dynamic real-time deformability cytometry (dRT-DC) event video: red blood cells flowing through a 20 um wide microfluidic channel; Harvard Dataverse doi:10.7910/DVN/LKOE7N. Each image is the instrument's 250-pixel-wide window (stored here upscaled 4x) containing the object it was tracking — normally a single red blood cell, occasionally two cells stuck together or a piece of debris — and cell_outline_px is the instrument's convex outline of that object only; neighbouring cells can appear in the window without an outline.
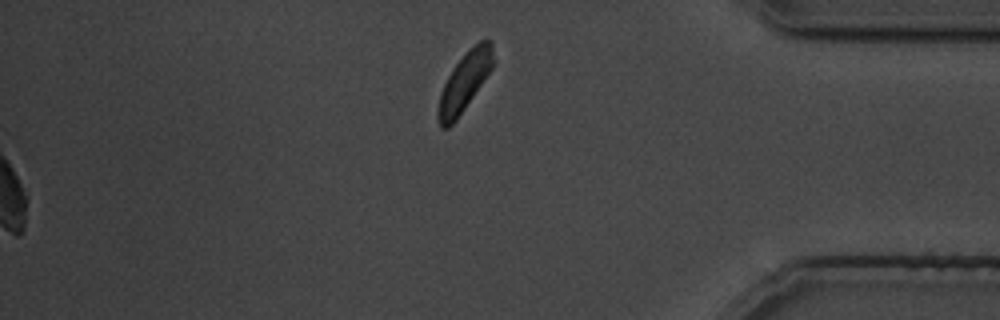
{"species": "common noctule bat (a hibernating species)", "species_latin": "Nyctalus noctula", "temperature_condition": "cold", "stored_images_in_passage": 32, "camera_frame_rate_fps": 3000, "um_per_image_px": 0.085, "animal": {"sex": "male", "body_mass_g": 19.5, "forearm_length_mm": 54.6}, "frame": {"image": 1, "passage_image": 32, "time_ms": 42.333, "image_size_px": [1000, 320], "cell_outline_px": [[496, 64], [456, 120], [448, 128], [440, 128], [440, 92], [452, 68], [480, 40], [492, 40], [496, 60]], "centroid_in_image_um": [39.58, 6.9], "position_along_channel_um": 395.6, "area_um2": 18.38}}